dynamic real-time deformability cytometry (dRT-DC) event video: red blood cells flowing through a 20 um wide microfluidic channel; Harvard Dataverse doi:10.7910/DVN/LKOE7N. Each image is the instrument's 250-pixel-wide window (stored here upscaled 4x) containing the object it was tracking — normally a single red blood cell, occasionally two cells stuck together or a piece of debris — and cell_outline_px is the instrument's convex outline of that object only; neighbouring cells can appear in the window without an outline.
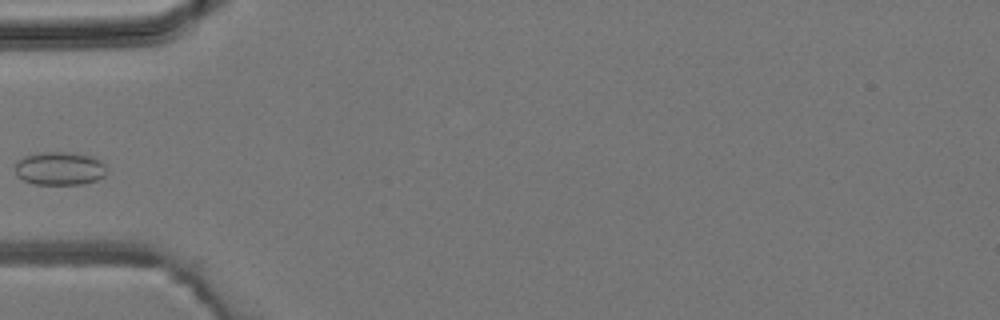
{"species": "common noctule bat (a hibernating species)", "species_latin": "Nyctalus noctula", "temperature_condition": "room temperature", "stored_images_in_passage": 4, "camera_frame_rate_fps": 3000, "um_per_image_px": 0.085, "animal": {"sex": "male", "body_mass_g": 19.2, "forearm_length_mm": 51.8}, "frame": {"image": 1, "passage_image": 4, "time_ms": 3.667, "image_size_px": [1000, 320], "cell_outline_px": [[104, 176], [96, 180], [84, 184], [36, 184], [24, 180], [16, 176], [16, 160], [24, 156], [40, 152], [64, 152], [92, 156], [100, 160], [104, 164]], "centroid_in_image_um": [5.04, 14.32], "position_along_channel_um": 80.0, "area_um2": 17.69}}